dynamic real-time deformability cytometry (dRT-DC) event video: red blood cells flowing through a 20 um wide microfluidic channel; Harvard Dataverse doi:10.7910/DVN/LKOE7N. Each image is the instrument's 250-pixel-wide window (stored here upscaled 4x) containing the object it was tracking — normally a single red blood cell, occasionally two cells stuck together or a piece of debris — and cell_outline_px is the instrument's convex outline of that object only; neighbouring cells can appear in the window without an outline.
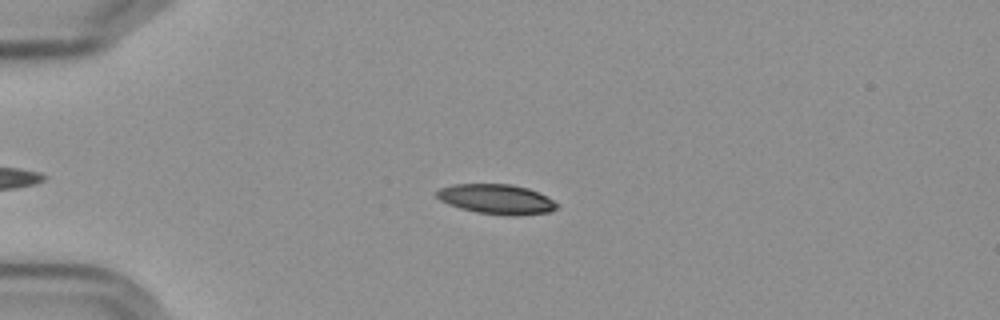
{"species": "Egyptian fruit bat (a non-hibernating species)", "species_latin": "Rousettus aegyptiacus", "temperature_condition": "cold", "stored_images_in_passage": 43, "camera_frame_rate_fps": 3000, "um_per_image_px": 0.085, "frame": {"image": 1, "passage_image": 13, "time_ms": 4.0, "image_size_px": [1000, 320], "cell_outline_px": [[560, 204], [556, 208], [548, 212], [516, 216], [512, 216], [476, 212], [460, 208], [448, 204], [440, 200], [436, 196], [436, 192], [440, 188], [452, 184], [512, 184], [528, 188], [548, 196]], "centroid_in_image_um": [42.22, 16.92], "position_along_channel_um": 42.8, "area_um2": 21.04}}
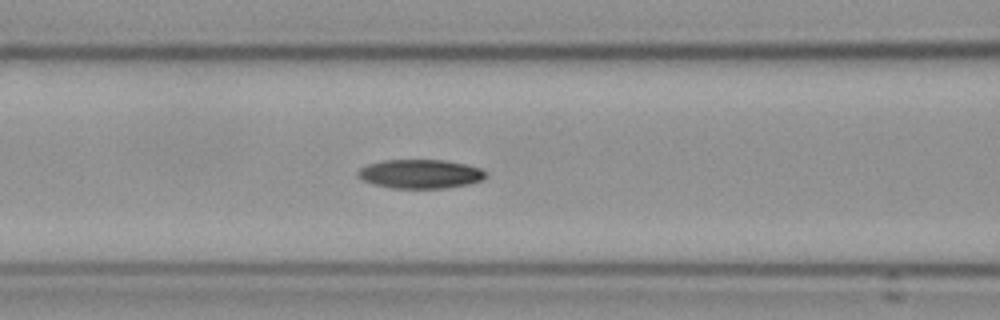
{"frame": {"image": 2, "passage_image": 23, "time_ms": 7.333, "image_size_px": [1000, 320], "cell_outline_px": [[488, 176], [480, 180], [468, 184], [444, 188], [392, 188], [372, 184], [360, 180], [356, 176], [356, 172], [360, 168], [368, 164], [384, 160], [444, 160], [464, 164], [480, 168], [488, 172]], "centroid_in_image_um": [35.68, 14.78], "position_along_channel_um": 130.9, "area_um2": 21.73}}
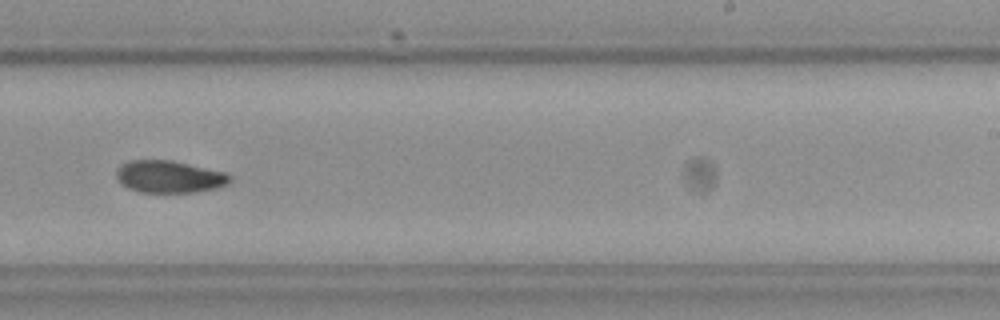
{"frame": {"image": 3, "passage_image": 35, "time_ms": 11.333, "image_size_px": [1000, 320], "cell_outline_px": [[232, 180], [228, 184], [216, 188], [192, 192], [140, 192], [128, 188], [116, 176], [116, 168], [120, 164], [128, 160], [172, 160], [224, 172], [232, 176]], "centroid_in_image_um": [14.38, 15.01], "position_along_channel_um": 274.6, "area_um2": 21.27}, "authors_computed_cell_mechanics": {"area_um2": 21.3282, "velocity_mm_per_s": 3.5973, "shape_relaxation_time_tau1_ms": 8.2152, "shape_relaxation_time_tau2_ms": 6.4615, "deformation_change_tau1": 0.1879, "deformation_change_tau2": 0.1103}}